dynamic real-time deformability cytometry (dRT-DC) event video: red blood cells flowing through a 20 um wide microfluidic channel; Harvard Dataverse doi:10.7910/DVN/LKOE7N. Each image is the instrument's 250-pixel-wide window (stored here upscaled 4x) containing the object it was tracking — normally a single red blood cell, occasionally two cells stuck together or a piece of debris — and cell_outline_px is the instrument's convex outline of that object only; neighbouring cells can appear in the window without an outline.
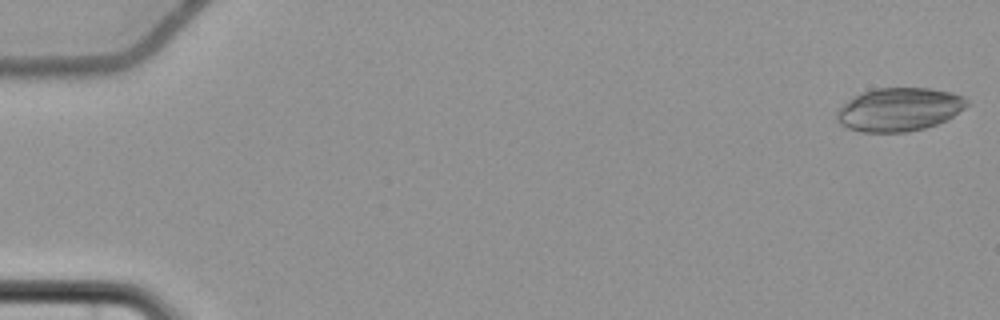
{"species": "common noctule bat (a hibernating species)", "species_latin": "Nyctalus noctula", "temperature_condition": "cold", "stored_images_in_passage": 3, "camera_frame_rate_fps": 3000, "um_per_image_px": 0.085, "animal": {"sex": "female", "body_mass_g": 22.7, "forearm_length_mm": 54.2}, "frame": {"image": 1, "passage_image": 1, "time_ms": 0.0, "image_size_px": [1000, 320], "cell_outline_px": [[972, 104], [948, 120], [924, 128], [908, 132], [860, 132], [848, 128], [840, 124], [836, 120], [836, 112], [848, 100], [864, 92], [876, 88], [932, 88], [952, 92], [964, 96]], "centroid_in_image_um": [76.49, 9.3], "position_along_channel_um": 8.5, "area_um2": 33.18}}